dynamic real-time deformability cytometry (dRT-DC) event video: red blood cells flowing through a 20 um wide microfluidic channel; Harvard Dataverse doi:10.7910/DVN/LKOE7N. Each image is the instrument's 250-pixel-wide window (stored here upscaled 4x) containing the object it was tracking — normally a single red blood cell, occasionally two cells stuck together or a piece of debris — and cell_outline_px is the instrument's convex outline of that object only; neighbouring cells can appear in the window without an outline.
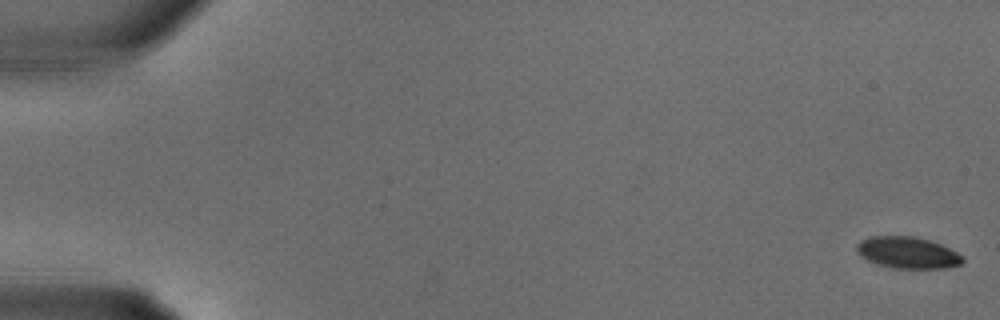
{"species": "common noctule bat (a hibernating species)", "species_latin": "Nyctalus noctula", "temperature_condition": "warm", "stored_images_in_passage": 11, "camera_frame_rate_fps": 3000, "um_per_image_px": 0.085, "animal": {"sex": "male", "body_mass_g": 18.8}, "frame": {"image": 1, "passage_image": 1, "time_ms": 0.0, "image_size_px": [1000, 320], "cell_outline_px": [[964, 260], [960, 264], [944, 268], [892, 268], [876, 264], [860, 256], [856, 252], [856, 244], [860, 240], [868, 236], [912, 236], [928, 240], [940, 244], [964, 256]], "centroid_in_image_um": [77.09, 21.47], "position_along_channel_um": 7.9, "area_um2": 19.54}}
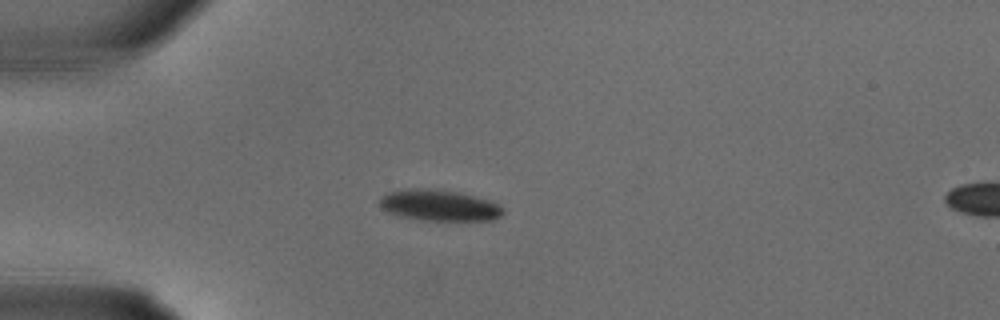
{"frame": {"image": 2, "passage_image": 9, "time_ms": 2.667, "image_size_px": [1000, 320], "cell_outline_px": [[504, 212], [500, 216], [492, 220], [420, 220], [400, 216], [388, 212], [380, 208], [380, 196], [388, 192], [408, 188], [432, 188], [460, 192], [488, 200], [500, 204], [504, 208]], "centroid_in_image_um": [37.32, 17.44], "position_along_channel_um": 47.7, "area_um2": 22.6}}